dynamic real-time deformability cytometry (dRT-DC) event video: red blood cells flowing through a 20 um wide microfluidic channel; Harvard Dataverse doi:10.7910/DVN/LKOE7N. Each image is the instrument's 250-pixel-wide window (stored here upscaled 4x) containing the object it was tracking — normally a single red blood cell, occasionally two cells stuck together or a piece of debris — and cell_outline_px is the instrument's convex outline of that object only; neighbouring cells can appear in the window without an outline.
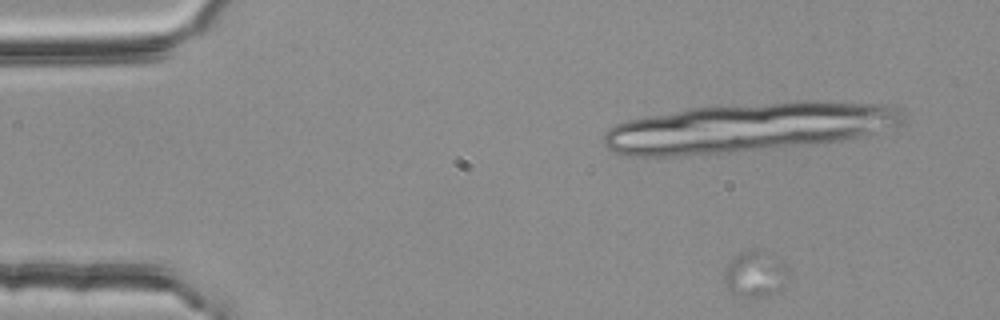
{"species": "common noctule bat (a hibernating species)", "species_latin": "Nyctalus noctula", "temperature_condition": "room temperature", "stored_images_in_passage": 54, "camera_frame_rate_fps": 3000, "um_per_image_px": 0.085, "animal": {"sex": "female", "body_mass_g": 25.1}, "frame": {"image": 1, "passage_image": 4, "time_ms": 1.0, "image_size_px": [1000, 320], "cell_outline_px": [[784, 268], [780, 288], [764, 296], [732, 296], [724, 280], [724, 272], [728, 264], [740, 252], [756, 248], [768, 252], [780, 260], [784, 264]], "centroid_in_image_um": [64.08, 23.26], "position_along_channel_um": 20.9, "area_um2": 16.42}}
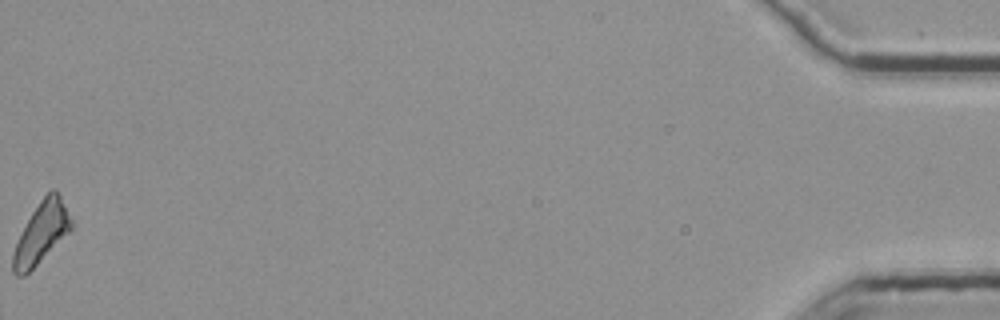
{"frame": {"image": 2, "passage_image": 54, "time_ms": 17.667, "image_size_px": [1000, 320], "cell_outline_px": [[72, 228], [24, 276], [16, 276], [12, 272], [12, 252], [32, 212], [40, 200], [52, 188], [56, 188], [72, 220]], "centroid_in_image_um": [3.49, 19.78], "position_along_channel_um": 431.7, "area_um2": 20.0}}